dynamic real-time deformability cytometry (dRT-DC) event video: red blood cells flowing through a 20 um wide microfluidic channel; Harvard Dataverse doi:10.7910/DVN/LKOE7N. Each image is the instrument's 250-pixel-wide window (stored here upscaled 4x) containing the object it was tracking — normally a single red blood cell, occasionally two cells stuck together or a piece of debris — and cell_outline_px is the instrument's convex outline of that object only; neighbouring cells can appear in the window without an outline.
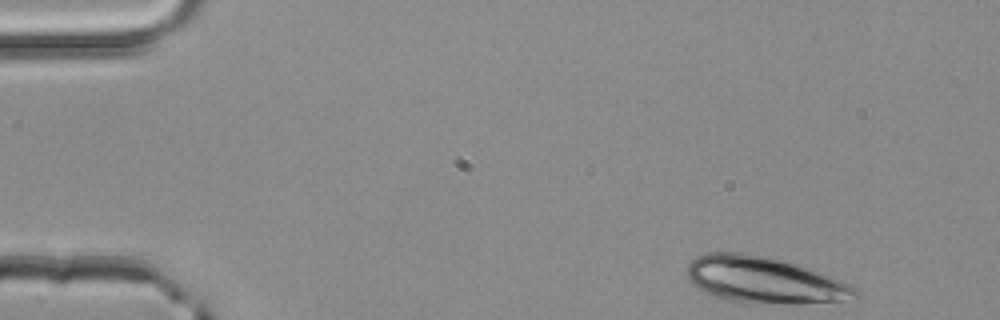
{"species": "common noctule bat (a hibernating species)", "species_latin": "Nyctalus noctula", "temperature_condition": "room temperature", "stored_images_in_passage": 15, "camera_frame_rate_fps": 3000, "um_per_image_px": 0.085, "animal": {"sex": "male", "body_mass_g": 20.4}, "frame": {"image": 1, "passage_image": 1, "time_ms": 0.0, "image_size_px": [1000, 320], "cell_outline_px": [[860, 296], [840, 300], [800, 304], [784, 304], [728, 300], [712, 296], [704, 292], [692, 284], [688, 280], [684, 272], [684, 268], [696, 256], [704, 252], [744, 252], [780, 260], [796, 264], [836, 280], [852, 288]], "centroid_in_image_um": [64.77, 23.79], "position_along_channel_um": 20.2, "area_um2": 44.8}}